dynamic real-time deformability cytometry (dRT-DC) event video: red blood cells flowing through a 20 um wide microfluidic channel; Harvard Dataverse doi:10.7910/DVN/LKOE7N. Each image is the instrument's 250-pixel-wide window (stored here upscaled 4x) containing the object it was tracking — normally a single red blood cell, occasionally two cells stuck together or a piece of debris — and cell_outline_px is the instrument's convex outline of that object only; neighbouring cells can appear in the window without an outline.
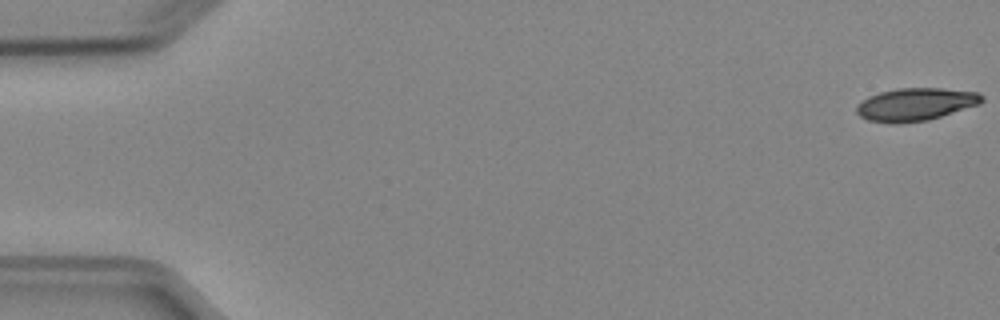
{"species": "Egyptian fruit bat (a non-hibernating species)", "species_latin": "Rousettus aegyptiacus", "temperature_condition": "cold", "stored_images_in_passage": 22, "camera_frame_rate_fps": 3000, "um_per_image_px": 0.085, "animal": {"sex": "female"}, "frame": {"image": 1, "passage_image": 1, "time_ms": 0.0, "image_size_px": [1000, 320], "cell_outline_px": [[984, 100], [980, 104], [928, 120], [900, 124], [896, 124], [868, 120], [860, 116], [856, 112], [856, 108], [868, 96], [880, 92], [896, 88], [940, 88], [976, 92], [984, 96]], "centroid_in_image_um": [77.83, 8.87], "position_along_channel_um": 7.2, "area_um2": 23.87}}